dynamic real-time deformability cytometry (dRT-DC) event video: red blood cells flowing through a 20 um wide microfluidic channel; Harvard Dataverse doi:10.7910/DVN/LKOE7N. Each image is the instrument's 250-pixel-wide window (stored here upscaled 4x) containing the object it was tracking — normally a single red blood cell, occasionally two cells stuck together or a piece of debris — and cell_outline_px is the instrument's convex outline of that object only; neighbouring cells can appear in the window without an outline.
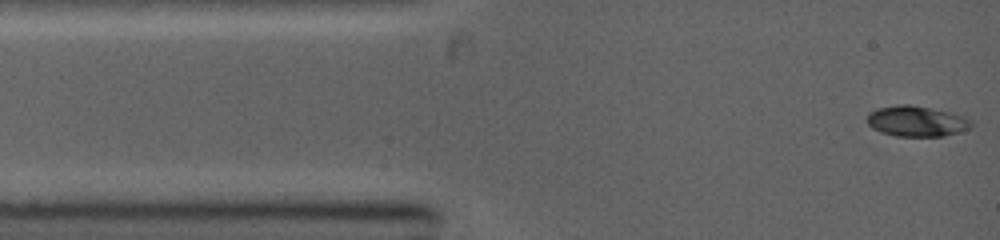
{"species": "common noctule bat (a hibernating species)", "species_latin": "Nyctalus noctula", "temperature_condition": "warm", "stored_images_in_passage": 35, "camera_frame_rate_fps": 5000, "um_per_image_px": 0.085, "animal": {"sex": "female", "body_mass_g": 19.0, "forearm_length_mm": 53.3}, "frame": {"image": 1, "passage_image": 1, "time_ms": 0.0, "image_size_px": [1000, 240], "cell_outline_px": [[972, 128], [960, 132], [944, 136], [896, 136], [880, 132], [872, 128], [868, 124], [868, 112], [880, 108], [896, 104], [912, 104], [952, 112], [964, 116], [972, 120]], "centroid_in_image_um": [77.95, 10.3], "position_along_channel_um": 7.1, "area_um2": 18.84}}
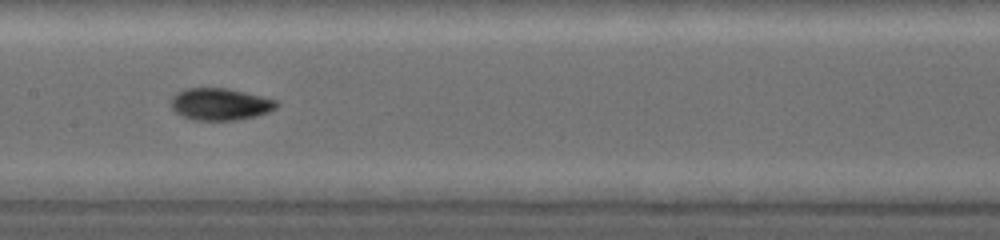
{"frame": {"image": 2, "passage_image": 14, "time_ms": 5.2, "image_size_px": [1000, 240], "cell_outline_px": [[280, 104], [276, 108], [268, 112], [256, 116], [236, 120], [192, 120], [176, 112], [172, 108], [168, 100], [176, 92], [184, 88], [228, 88], [276, 100]], "centroid_in_image_um": [18.67, 8.85], "position_along_channel_um": 188.7, "area_um2": 19.83}}
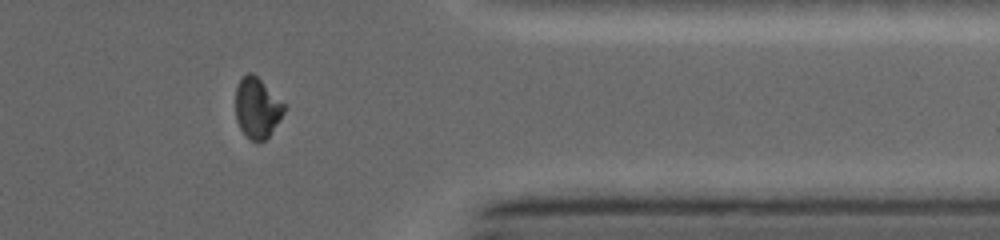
{"frame": {"image": 3, "passage_image": 26, "time_ms": 9.8, "image_size_px": [1000, 240], "cell_outline_px": [[284, 112], [268, 136], [264, 140], [256, 144], [240, 128], [236, 120], [236, 88], [240, 80], [248, 72], [252, 72], [284, 104]], "centroid_in_image_um": [21.83, 9.19], "position_along_channel_um": 389.6, "area_um2": 16.59}}